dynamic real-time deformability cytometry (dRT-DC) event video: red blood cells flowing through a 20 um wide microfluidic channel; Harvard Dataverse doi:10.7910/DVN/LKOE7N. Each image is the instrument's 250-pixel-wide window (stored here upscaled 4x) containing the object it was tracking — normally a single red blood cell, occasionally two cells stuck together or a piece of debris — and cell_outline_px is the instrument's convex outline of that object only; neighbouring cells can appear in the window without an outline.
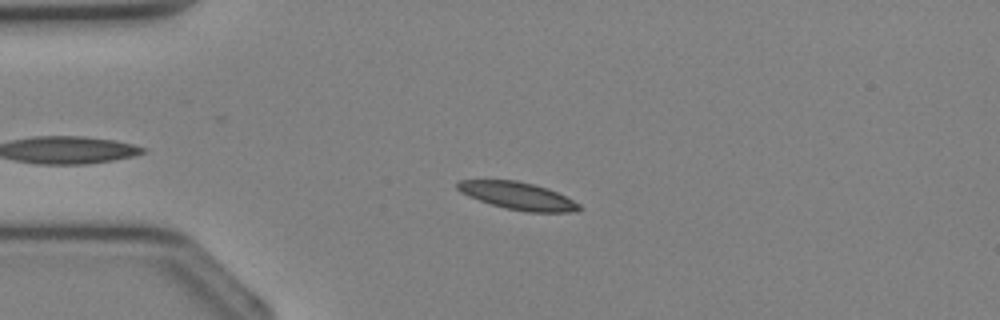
{"species": "Egyptian fruit bat (a non-hibernating species)", "species_latin": "Rousettus aegyptiacus", "temperature_condition": "cold", "stored_images_in_passage": 19, "camera_frame_rate_fps": 3000, "um_per_image_px": 0.085, "animal": {"sex": "female"}, "frame": {"image": 1, "passage_image": 8, "time_ms": 2.333, "image_size_px": [1000, 320], "cell_outline_px": [[580, 208], [568, 212], [528, 212], [504, 208], [468, 196], [460, 192], [456, 188], [456, 184], [460, 180], [516, 180], [548, 188], [580, 204]], "centroid_in_image_um": [43.96, 16.64], "position_along_channel_um": 41.0, "area_um2": 19.19}}
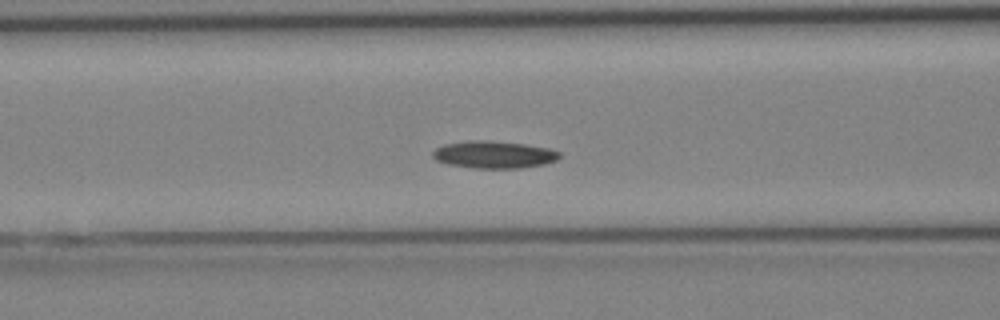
{"frame": {"image": 2, "passage_image": 14, "time_ms": 4.333, "image_size_px": [1000, 320], "cell_outline_px": [[560, 156], [556, 160], [544, 164], [520, 168], [472, 168], [448, 164], [436, 160], [432, 156], [432, 152], [436, 148], [444, 144], [468, 140], [488, 140], [524, 144], [548, 148], [560, 152]], "centroid_in_image_um": [41.95, 13.14], "position_along_channel_um": 124.6, "area_um2": 20.17}}
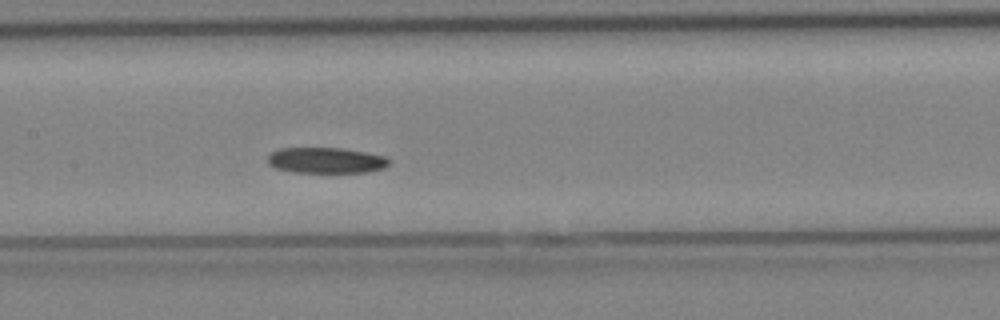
{"frame": {"image": 3, "passage_image": 17, "time_ms": 5.333, "image_size_px": [1000, 320], "cell_outline_px": [[392, 160], [384, 168], [364, 172], [296, 172], [276, 168], [268, 164], [268, 156], [272, 152], [280, 148], [344, 148], [368, 152], [388, 156]], "centroid_in_image_um": [27.77, 13.62], "position_along_channel_um": 179.6, "area_um2": 18.32}}